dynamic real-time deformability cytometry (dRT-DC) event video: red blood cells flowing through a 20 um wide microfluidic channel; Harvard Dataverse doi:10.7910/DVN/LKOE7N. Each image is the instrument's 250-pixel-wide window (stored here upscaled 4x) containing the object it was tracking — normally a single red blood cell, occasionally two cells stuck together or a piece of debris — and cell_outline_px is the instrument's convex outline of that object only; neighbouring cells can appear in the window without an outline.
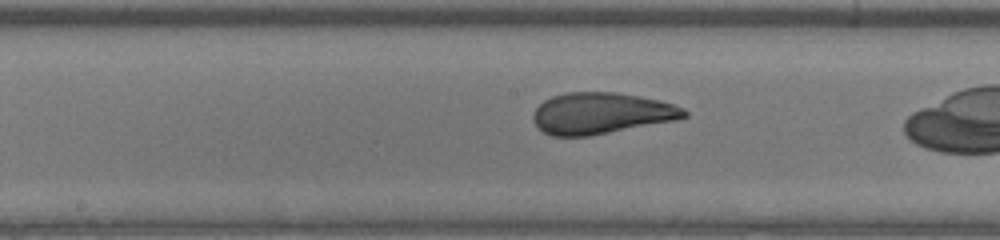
{"species": "human", "species_latin": "Homo sapiens", "temperature_condition": "warm", "stored_images_in_passage": 24, "camera_frame_rate_fps": 3000, "um_per_image_px": 0.085, "donor": {"sex": "male"}, "frame": {"image": 1, "passage_image": 11, "time_ms": 3.333, "image_size_px": [1000, 240], "cell_outline_px": [[688, 116], [676, 120], [588, 136], [552, 136], [544, 132], [532, 120], [532, 116], [536, 108], [544, 100], [552, 96], [564, 92], [616, 92], [660, 100], [684, 108], [688, 112]], "centroid_in_image_um": [51.1, 9.62], "position_along_channel_um": 197.1, "area_um2": 36.3}}
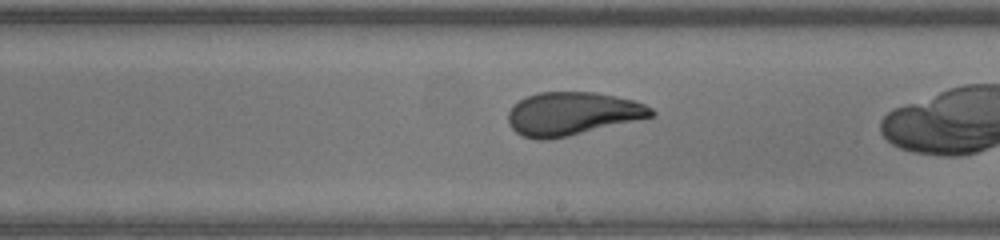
{"frame": {"image": 2, "passage_image": 14, "time_ms": 4.333, "image_size_px": [1000, 240], "cell_outline_px": [[656, 112], [652, 116], [568, 136], [544, 140], [540, 140], [524, 136], [516, 132], [512, 128], [508, 120], [508, 112], [524, 96], [540, 92], [596, 92], [636, 100], [652, 108]], "centroid_in_image_um": [48.64, 9.65], "position_along_channel_um": 240.4, "area_um2": 35.72}}
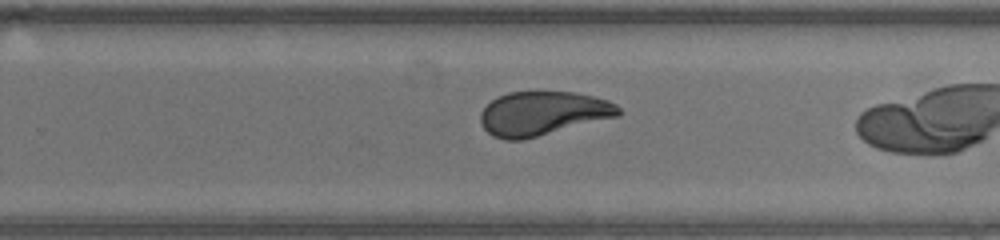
{"frame": {"image": 3, "passage_image": 17, "time_ms": 5.333, "image_size_px": [1000, 240], "cell_outline_px": [[620, 116], [520, 140], [504, 140], [492, 136], [480, 124], [480, 112], [492, 100], [508, 92], [576, 92], [608, 100], [616, 104], [620, 108]], "centroid_in_image_um": [46.13, 9.64], "position_along_channel_um": 283.7, "area_um2": 35.26}}